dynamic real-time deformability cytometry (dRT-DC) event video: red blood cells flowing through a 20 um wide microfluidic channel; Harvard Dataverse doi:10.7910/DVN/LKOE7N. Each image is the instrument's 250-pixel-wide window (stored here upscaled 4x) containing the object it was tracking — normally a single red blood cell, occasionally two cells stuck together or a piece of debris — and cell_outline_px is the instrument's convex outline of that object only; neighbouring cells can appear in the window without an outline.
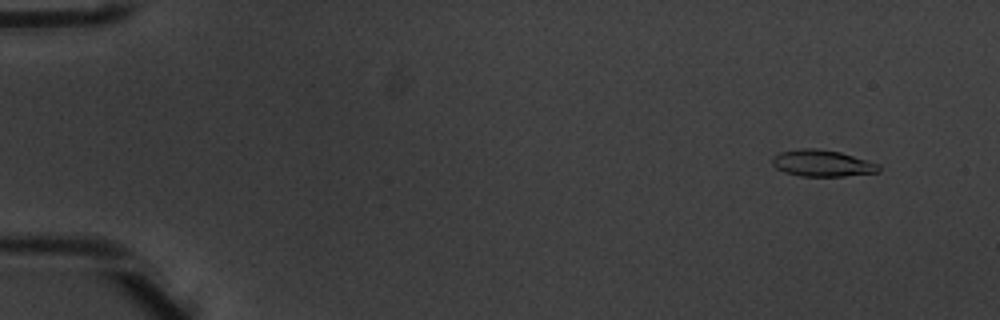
{"species": "common noctule bat (a hibernating species)", "species_latin": "Nyctalus noctula", "temperature_condition": "warm", "stored_images_in_passage": 5, "camera_frame_rate_fps": 3000, "um_per_image_px": 0.085, "animal": {"sex": "male", "body_mass_g": 20.1, "forearm_length_mm": 53.5}, "frame": {"image": 1, "passage_image": 2, "time_ms": 0.333, "image_size_px": [1000, 320], "cell_outline_px": [[880, 168], [876, 172], [844, 176], [800, 176], [784, 172], [776, 168], [772, 164], [772, 156], [780, 152], [804, 148], [816, 148], [840, 152], [868, 160], [880, 164]], "centroid_in_image_um": [69.87, 13.87], "position_along_channel_um": 15.1, "area_um2": 16.47}}
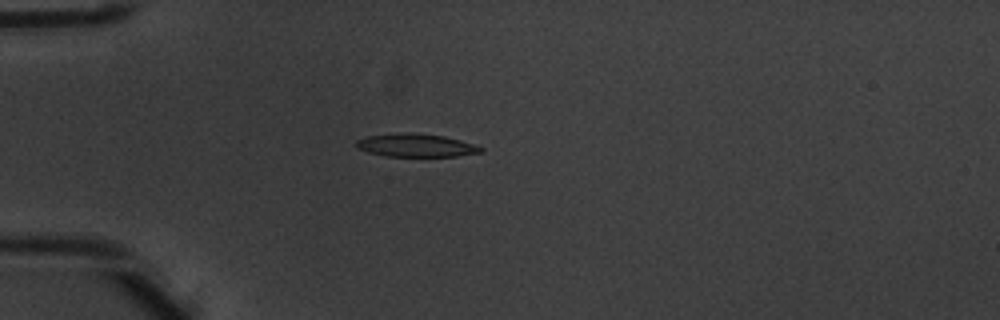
{"frame": {"image": 2, "passage_image": 5, "time_ms": 1.333, "image_size_px": [1000, 320], "cell_outline_px": [[484, 152], [456, 156], [384, 156], [368, 152], [356, 148], [352, 144], [356, 140], [368, 136], [444, 136], [460, 140], [484, 148]], "centroid_in_image_um": [35.37, 12.42], "position_along_channel_um": 49.6, "area_um2": 15.66}}